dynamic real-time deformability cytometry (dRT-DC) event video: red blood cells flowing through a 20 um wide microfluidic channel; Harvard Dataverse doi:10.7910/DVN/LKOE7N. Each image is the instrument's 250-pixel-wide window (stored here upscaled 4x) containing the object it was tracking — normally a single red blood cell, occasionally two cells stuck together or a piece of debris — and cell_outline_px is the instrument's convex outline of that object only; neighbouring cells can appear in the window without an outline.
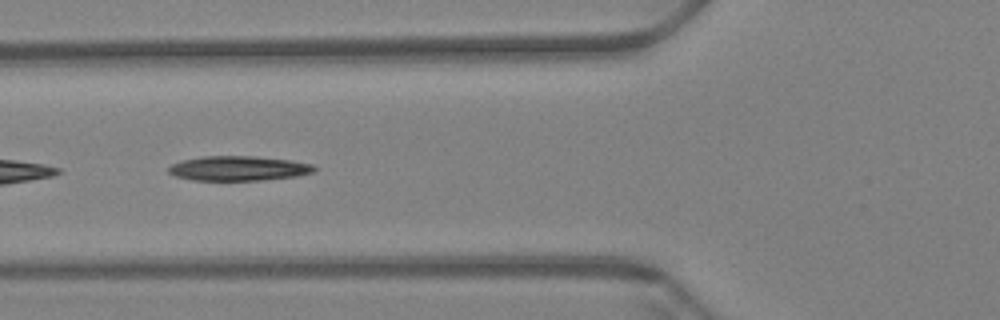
{"species": "Egyptian fruit bat (a non-hibernating species)", "species_latin": "Rousettus aegyptiacus", "temperature_condition": "warm", "stored_images_in_passage": 7, "camera_frame_rate_fps": 3000, "um_per_image_px": 0.085, "animal": {"sex": "female"}, "frame": {"image": 1, "passage_image": 5, "time_ms": 1.333, "image_size_px": [1000, 320], "cell_outline_px": [[316, 168], [312, 172], [296, 176], [264, 180], [192, 180], [176, 176], [168, 172], [168, 168], [172, 164], [184, 160], [204, 156], [252, 156], [292, 160], [312, 164]], "centroid_in_image_um": [20.28, 14.31], "position_along_channel_um": 105.5, "area_um2": 20.81}}